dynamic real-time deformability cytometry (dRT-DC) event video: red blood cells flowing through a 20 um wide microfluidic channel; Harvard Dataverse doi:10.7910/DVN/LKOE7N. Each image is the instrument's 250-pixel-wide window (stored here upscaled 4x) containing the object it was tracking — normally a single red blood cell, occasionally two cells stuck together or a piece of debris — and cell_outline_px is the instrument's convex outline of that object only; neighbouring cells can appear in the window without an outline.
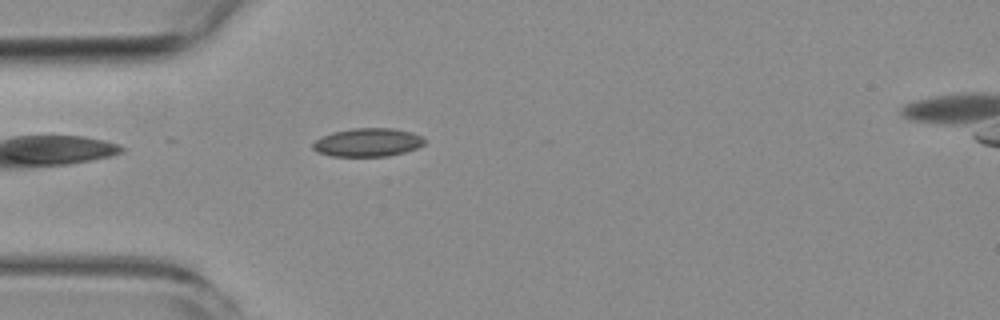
{"species": "common noctule bat (a hibernating species)", "species_latin": "Nyctalus noctula", "temperature_condition": "room temperature", "stored_images_in_passage": 2, "camera_frame_rate_fps": 3000, "um_per_image_px": 0.085, "animal": {"sex": "female", "body_mass_g": 19.3, "forearm_length_mm": 54.1}, "frame": {"image": 1, "passage_image": 1, "time_ms": 0.0, "image_size_px": [1000, 320], "cell_outline_px": [[424, 144], [416, 148], [404, 152], [388, 156], [332, 156], [316, 152], [312, 148], [312, 144], [316, 140], [332, 132], [352, 128], [392, 128], [412, 132], [424, 136]], "centroid_in_image_um": [31.26, 12.1], "position_along_channel_um": 53.7, "area_um2": 18.5}}